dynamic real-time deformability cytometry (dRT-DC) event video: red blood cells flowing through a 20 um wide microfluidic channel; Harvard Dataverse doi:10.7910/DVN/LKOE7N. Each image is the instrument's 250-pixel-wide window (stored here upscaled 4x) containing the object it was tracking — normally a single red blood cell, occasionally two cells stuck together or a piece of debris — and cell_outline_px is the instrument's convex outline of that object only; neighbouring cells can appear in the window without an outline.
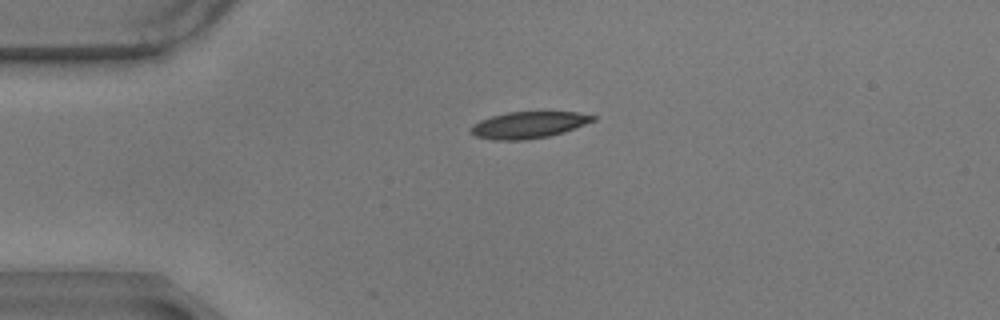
{"species": "common noctule bat (a hibernating species)", "species_latin": "Nyctalus noctula", "temperature_condition": "warm", "stored_images_in_passage": 45, "camera_frame_rate_fps": 3000, "um_per_image_px": 0.085, "animal": {"sex": "male", "body_mass_g": 17.9}, "frame": {"image": 1, "passage_image": 1, "time_ms": 0.0, "image_size_px": [1000, 320], "cell_outline_px": [[596, 120], [564, 132], [548, 136], [524, 140], [496, 140], [476, 136], [468, 128], [472, 124], [480, 120], [492, 116], [508, 112], [576, 112], [596, 116]], "centroid_in_image_um": [44.92, 10.61], "position_along_channel_um": 40.1, "area_um2": 18.84}}
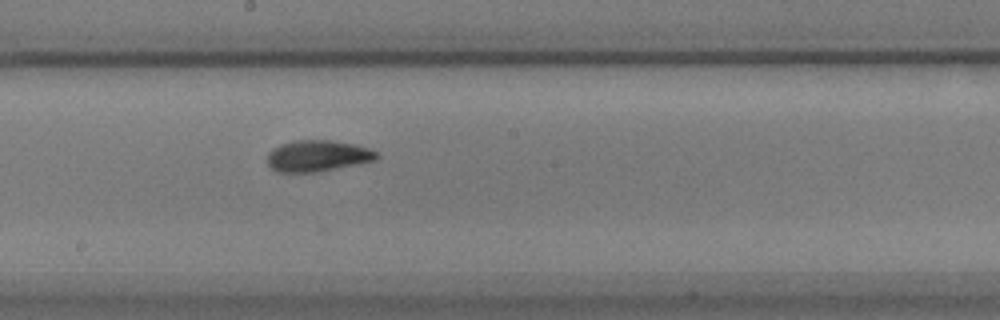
{"frame": {"image": 2, "passage_image": 19, "time_ms": 6.0, "image_size_px": [1000, 320], "cell_outline_px": [[380, 156], [376, 160], [360, 164], [316, 172], [276, 172], [268, 164], [268, 152], [272, 148], [280, 144], [292, 140], [332, 140], [356, 144], [368, 148], [376, 152]], "centroid_in_image_um": [27.0, 13.24], "position_along_channel_um": 221.2, "area_um2": 20.17}}
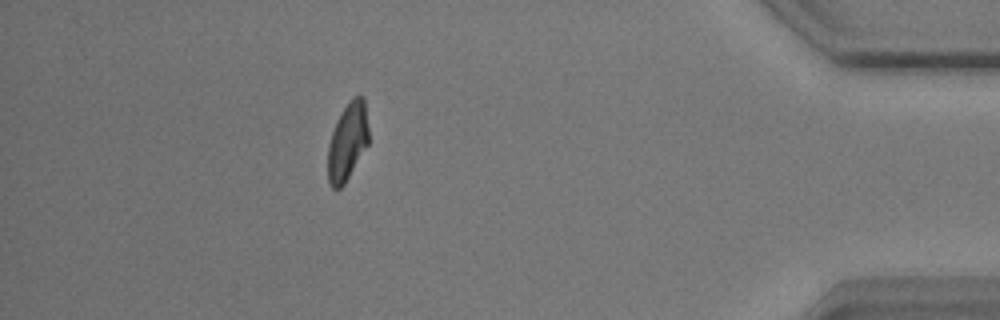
{"frame": {"image": 3, "passage_image": 39, "time_ms": 12.667, "image_size_px": [1000, 320], "cell_outline_px": [[368, 144], [344, 184], [340, 188], [332, 188], [328, 184], [328, 144], [336, 120], [352, 96], [364, 96], [368, 128]], "centroid_in_image_um": [29.53, 12.03], "position_along_channel_um": 405.7, "area_um2": 18.38}, "authors_computed_cell_mechanics": {"area_um2": 19.4208, "velocity_mm_per_s": 3.477, "shape_relaxation_time_tau1_ms": 5.2853, "shape_relaxation_time_tau2_ms": 2.0301, "deformation_change_tau1": 0.1551, "deformation_change_tau2": 0.0836}}